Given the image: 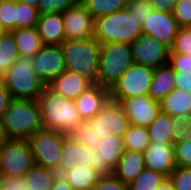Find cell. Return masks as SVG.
Returning a JSON list of instances; mask_svg holds the SVG:
<instances>
[{"label":"cell","instance_id":"obj_1","mask_svg":"<svg viewBox=\"0 0 191 190\" xmlns=\"http://www.w3.org/2000/svg\"><path fill=\"white\" fill-rule=\"evenodd\" d=\"M37 101L45 129L57 130L68 135L83 121L74 100L53 92L47 86Z\"/></svg>","mask_w":191,"mask_h":190},{"label":"cell","instance_id":"obj_2","mask_svg":"<svg viewBox=\"0 0 191 190\" xmlns=\"http://www.w3.org/2000/svg\"><path fill=\"white\" fill-rule=\"evenodd\" d=\"M1 123L8 139L28 140L43 128L38 101L13 98Z\"/></svg>","mask_w":191,"mask_h":190},{"label":"cell","instance_id":"obj_3","mask_svg":"<svg viewBox=\"0 0 191 190\" xmlns=\"http://www.w3.org/2000/svg\"><path fill=\"white\" fill-rule=\"evenodd\" d=\"M101 44L95 39L65 40L61 44L66 70L97 84Z\"/></svg>","mask_w":191,"mask_h":190},{"label":"cell","instance_id":"obj_4","mask_svg":"<svg viewBox=\"0 0 191 190\" xmlns=\"http://www.w3.org/2000/svg\"><path fill=\"white\" fill-rule=\"evenodd\" d=\"M141 34L142 24L126 8L95 19L94 38L100 44H132Z\"/></svg>","mask_w":191,"mask_h":190},{"label":"cell","instance_id":"obj_5","mask_svg":"<svg viewBox=\"0 0 191 190\" xmlns=\"http://www.w3.org/2000/svg\"><path fill=\"white\" fill-rule=\"evenodd\" d=\"M2 81L14 99L38 100L46 87L37 77L31 58L22 56L6 70Z\"/></svg>","mask_w":191,"mask_h":190},{"label":"cell","instance_id":"obj_6","mask_svg":"<svg viewBox=\"0 0 191 190\" xmlns=\"http://www.w3.org/2000/svg\"><path fill=\"white\" fill-rule=\"evenodd\" d=\"M133 64L131 44L120 42L101 44L97 84L110 89Z\"/></svg>","mask_w":191,"mask_h":190},{"label":"cell","instance_id":"obj_7","mask_svg":"<svg viewBox=\"0 0 191 190\" xmlns=\"http://www.w3.org/2000/svg\"><path fill=\"white\" fill-rule=\"evenodd\" d=\"M154 68L133 64L109 89L110 100L120 103L123 99L148 95Z\"/></svg>","mask_w":191,"mask_h":190},{"label":"cell","instance_id":"obj_8","mask_svg":"<svg viewBox=\"0 0 191 190\" xmlns=\"http://www.w3.org/2000/svg\"><path fill=\"white\" fill-rule=\"evenodd\" d=\"M66 134L42 128L28 139L34 163L59 173L61 154Z\"/></svg>","mask_w":191,"mask_h":190},{"label":"cell","instance_id":"obj_9","mask_svg":"<svg viewBox=\"0 0 191 190\" xmlns=\"http://www.w3.org/2000/svg\"><path fill=\"white\" fill-rule=\"evenodd\" d=\"M35 165L28 140L7 139L0 147L1 176L22 177Z\"/></svg>","mask_w":191,"mask_h":190},{"label":"cell","instance_id":"obj_10","mask_svg":"<svg viewBox=\"0 0 191 190\" xmlns=\"http://www.w3.org/2000/svg\"><path fill=\"white\" fill-rule=\"evenodd\" d=\"M87 121L95 129L96 142L110 136L123 137L130 126L122 105L110 99L92 119Z\"/></svg>","mask_w":191,"mask_h":190},{"label":"cell","instance_id":"obj_11","mask_svg":"<svg viewBox=\"0 0 191 190\" xmlns=\"http://www.w3.org/2000/svg\"><path fill=\"white\" fill-rule=\"evenodd\" d=\"M93 168L100 173L98 152L89 150L72 139L69 135L64 138L59 174L63 175L67 171L77 168Z\"/></svg>","mask_w":191,"mask_h":190},{"label":"cell","instance_id":"obj_12","mask_svg":"<svg viewBox=\"0 0 191 190\" xmlns=\"http://www.w3.org/2000/svg\"><path fill=\"white\" fill-rule=\"evenodd\" d=\"M62 17L65 40L94 38L95 19L80 1L66 9Z\"/></svg>","mask_w":191,"mask_h":190},{"label":"cell","instance_id":"obj_13","mask_svg":"<svg viewBox=\"0 0 191 190\" xmlns=\"http://www.w3.org/2000/svg\"><path fill=\"white\" fill-rule=\"evenodd\" d=\"M37 77L47 86L66 70L61 45H44L32 58Z\"/></svg>","mask_w":191,"mask_h":190},{"label":"cell","instance_id":"obj_14","mask_svg":"<svg viewBox=\"0 0 191 190\" xmlns=\"http://www.w3.org/2000/svg\"><path fill=\"white\" fill-rule=\"evenodd\" d=\"M131 48L135 64L155 69L168 63L170 49L152 36L142 33Z\"/></svg>","mask_w":191,"mask_h":190},{"label":"cell","instance_id":"obj_15","mask_svg":"<svg viewBox=\"0 0 191 190\" xmlns=\"http://www.w3.org/2000/svg\"><path fill=\"white\" fill-rule=\"evenodd\" d=\"M122 105L130 125L148 128L149 125L162 112L160 101L152 99L149 95L123 99Z\"/></svg>","mask_w":191,"mask_h":190},{"label":"cell","instance_id":"obj_16","mask_svg":"<svg viewBox=\"0 0 191 190\" xmlns=\"http://www.w3.org/2000/svg\"><path fill=\"white\" fill-rule=\"evenodd\" d=\"M141 24L143 34L152 36L169 49L171 48L179 29L172 12H161L152 9Z\"/></svg>","mask_w":191,"mask_h":190},{"label":"cell","instance_id":"obj_17","mask_svg":"<svg viewBox=\"0 0 191 190\" xmlns=\"http://www.w3.org/2000/svg\"><path fill=\"white\" fill-rule=\"evenodd\" d=\"M145 168L157 171L168 177L175 169L174 147L169 143L151 142L144 152Z\"/></svg>","mask_w":191,"mask_h":190},{"label":"cell","instance_id":"obj_18","mask_svg":"<svg viewBox=\"0 0 191 190\" xmlns=\"http://www.w3.org/2000/svg\"><path fill=\"white\" fill-rule=\"evenodd\" d=\"M109 99V88L93 84L74 101L82 120H90L102 109Z\"/></svg>","mask_w":191,"mask_h":190},{"label":"cell","instance_id":"obj_19","mask_svg":"<svg viewBox=\"0 0 191 190\" xmlns=\"http://www.w3.org/2000/svg\"><path fill=\"white\" fill-rule=\"evenodd\" d=\"M125 150L123 137L110 136L109 138H102L96 148L99 157L100 174L112 173Z\"/></svg>","mask_w":191,"mask_h":190},{"label":"cell","instance_id":"obj_20","mask_svg":"<svg viewBox=\"0 0 191 190\" xmlns=\"http://www.w3.org/2000/svg\"><path fill=\"white\" fill-rule=\"evenodd\" d=\"M92 85L86 78L65 70L59 76H55L47 87L59 95L75 100Z\"/></svg>","mask_w":191,"mask_h":190},{"label":"cell","instance_id":"obj_21","mask_svg":"<svg viewBox=\"0 0 191 190\" xmlns=\"http://www.w3.org/2000/svg\"><path fill=\"white\" fill-rule=\"evenodd\" d=\"M36 27L43 45H61L65 41L64 21L61 13L39 15Z\"/></svg>","mask_w":191,"mask_h":190},{"label":"cell","instance_id":"obj_22","mask_svg":"<svg viewBox=\"0 0 191 190\" xmlns=\"http://www.w3.org/2000/svg\"><path fill=\"white\" fill-rule=\"evenodd\" d=\"M144 168V152L125 150L113 173L123 183L130 184Z\"/></svg>","mask_w":191,"mask_h":190},{"label":"cell","instance_id":"obj_23","mask_svg":"<svg viewBox=\"0 0 191 190\" xmlns=\"http://www.w3.org/2000/svg\"><path fill=\"white\" fill-rule=\"evenodd\" d=\"M160 106L162 113L174 119H184L191 113V94L173 89L160 101Z\"/></svg>","mask_w":191,"mask_h":190},{"label":"cell","instance_id":"obj_24","mask_svg":"<svg viewBox=\"0 0 191 190\" xmlns=\"http://www.w3.org/2000/svg\"><path fill=\"white\" fill-rule=\"evenodd\" d=\"M16 41L19 55L32 58L44 45L37 27L16 28L11 31Z\"/></svg>","mask_w":191,"mask_h":190},{"label":"cell","instance_id":"obj_25","mask_svg":"<svg viewBox=\"0 0 191 190\" xmlns=\"http://www.w3.org/2000/svg\"><path fill=\"white\" fill-rule=\"evenodd\" d=\"M173 89L174 70L171 66L167 63L155 68L148 95L154 100L161 101Z\"/></svg>","mask_w":191,"mask_h":190},{"label":"cell","instance_id":"obj_26","mask_svg":"<svg viewBox=\"0 0 191 190\" xmlns=\"http://www.w3.org/2000/svg\"><path fill=\"white\" fill-rule=\"evenodd\" d=\"M59 173L55 170L34 165L25 175L28 190H51L53 182Z\"/></svg>","mask_w":191,"mask_h":190},{"label":"cell","instance_id":"obj_27","mask_svg":"<svg viewBox=\"0 0 191 190\" xmlns=\"http://www.w3.org/2000/svg\"><path fill=\"white\" fill-rule=\"evenodd\" d=\"M151 142L169 143L173 145V118L160 113L147 128Z\"/></svg>","mask_w":191,"mask_h":190},{"label":"cell","instance_id":"obj_28","mask_svg":"<svg viewBox=\"0 0 191 190\" xmlns=\"http://www.w3.org/2000/svg\"><path fill=\"white\" fill-rule=\"evenodd\" d=\"M20 57L15 38L11 31L0 35V80L5 76L6 70Z\"/></svg>","mask_w":191,"mask_h":190},{"label":"cell","instance_id":"obj_29","mask_svg":"<svg viewBox=\"0 0 191 190\" xmlns=\"http://www.w3.org/2000/svg\"><path fill=\"white\" fill-rule=\"evenodd\" d=\"M64 178L74 190L92 188L102 176L93 168H77L63 174Z\"/></svg>","mask_w":191,"mask_h":190},{"label":"cell","instance_id":"obj_30","mask_svg":"<svg viewBox=\"0 0 191 190\" xmlns=\"http://www.w3.org/2000/svg\"><path fill=\"white\" fill-rule=\"evenodd\" d=\"M90 14L97 19L125 9L128 0H79Z\"/></svg>","mask_w":191,"mask_h":190},{"label":"cell","instance_id":"obj_31","mask_svg":"<svg viewBox=\"0 0 191 190\" xmlns=\"http://www.w3.org/2000/svg\"><path fill=\"white\" fill-rule=\"evenodd\" d=\"M126 150L145 152L151 143L147 128L130 125L123 135Z\"/></svg>","mask_w":191,"mask_h":190},{"label":"cell","instance_id":"obj_32","mask_svg":"<svg viewBox=\"0 0 191 190\" xmlns=\"http://www.w3.org/2000/svg\"><path fill=\"white\" fill-rule=\"evenodd\" d=\"M167 177L160 172L144 168L143 171L128 184V190H156Z\"/></svg>","mask_w":191,"mask_h":190},{"label":"cell","instance_id":"obj_33","mask_svg":"<svg viewBox=\"0 0 191 190\" xmlns=\"http://www.w3.org/2000/svg\"><path fill=\"white\" fill-rule=\"evenodd\" d=\"M68 135L89 150H96L99 143L96 142L95 129L87 120H83Z\"/></svg>","mask_w":191,"mask_h":190},{"label":"cell","instance_id":"obj_34","mask_svg":"<svg viewBox=\"0 0 191 190\" xmlns=\"http://www.w3.org/2000/svg\"><path fill=\"white\" fill-rule=\"evenodd\" d=\"M38 20L39 13L36 7L16 2V28L36 27Z\"/></svg>","mask_w":191,"mask_h":190},{"label":"cell","instance_id":"obj_35","mask_svg":"<svg viewBox=\"0 0 191 190\" xmlns=\"http://www.w3.org/2000/svg\"><path fill=\"white\" fill-rule=\"evenodd\" d=\"M169 53L191 54V27H179Z\"/></svg>","mask_w":191,"mask_h":190},{"label":"cell","instance_id":"obj_36","mask_svg":"<svg viewBox=\"0 0 191 190\" xmlns=\"http://www.w3.org/2000/svg\"><path fill=\"white\" fill-rule=\"evenodd\" d=\"M0 21L6 31L16 29V1L0 0Z\"/></svg>","mask_w":191,"mask_h":190},{"label":"cell","instance_id":"obj_37","mask_svg":"<svg viewBox=\"0 0 191 190\" xmlns=\"http://www.w3.org/2000/svg\"><path fill=\"white\" fill-rule=\"evenodd\" d=\"M167 178L174 190H191V168L176 166Z\"/></svg>","mask_w":191,"mask_h":190},{"label":"cell","instance_id":"obj_38","mask_svg":"<svg viewBox=\"0 0 191 190\" xmlns=\"http://www.w3.org/2000/svg\"><path fill=\"white\" fill-rule=\"evenodd\" d=\"M79 0H39L37 6L39 15L48 13H63Z\"/></svg>","mask_w":191,"mask_h":190},{"label":"cell","instance_id":"obj_39","mask_svg":"<svg viewBox=\"0 0 191 190\" xmlns=\"http://www.w3.org/2000/svg\"><path fill=\"white\" fill-rule=\"evenodd\" d=\"M173 144L180 143L191 138V113L184 119L173 118Z\"/></svg>","mask_w":191,"mask_h":190},{"label":"cell","instance_id":"obj_40","mask_svg":"<svg viewBox=\"0 0 191 190\" xmlns=\"http://www.w3.org/2000/svg\"><path fill=\"white\" fill-rule=\"evenodd\" d=\"M172 13L179 27H191V0H178Z\"/></svg>","mask_w":191,"mask_h":190},{"label":"cell","instance_id":"obj_41","mask_svg":"<svg viewBox=\"0 0 191 190\" xmlns=\"http://www.w3.org/2000/svg\"><path fill=\"white\" fill-rule=\"evenodd\" d=\"M175 162L177 166L191 168V138L173 144Z\"/></svg>","mask_w":191,"mask_h":190},{"label":"cell","instance_id":"obj_42","mask_svg":"<svg viewBox=\"0 0 191 190\" xmlns=\"http://www.w3.org/2000/svg\"><path fill=\"white\" fill-rule=\"evenodd\" d=\"M126 9L140 23L146 19L152 10L149 0H128Z\"/></svg>","mask_w":191,"mask_h":190},{"label":"cell","instance_id":"obj_43","mask_svg":"<svg viewBox=\"0 0 191 190\" xmlns=\"http://www.w3.org/2000/svg\"><path fill=\"white\" fill-rule=\"evenodd\" d=\"M94 190H128V184L123 183L113 172L102 175L95 184Z\"/></svg>","mask_w":191,"mask_h":190},{"label":"cell","instance_id":"obj_44","mask_svg":"<svg viewBox=\"0 0 191 190\" xmlns=\"http://www.w3.org/2000/svg\"><path fill=\"white\" fill-rule=\"evenodd\" d=\"M168 64L174 71H183L191 74V54L169 53Z\"/></svg>","mask_w":191,"mask_h":190},{"label":"cell","instance_id":"obj_45","mask_svg":"<svg viewBox=\"0 0 191 190\" xmlns=\"http://www.w3.org/2000/svg\"><path fill=\"white\" fill-rule=\"evenodd\" d=\"M0 186L3 190H28L25 176L22 177H8L1 176Z\"/></svg>","mask_w":191,"mask_h":190},{"label":"cell","instance_id":"obj_46","mask_svg":"<svg viewBox=\"0 0 191 190\" xmlns=\"http://www.w3.org/2000/svg\"><path fill=\"white\" fill-rule=\"evenodd\" d=\"M175 89L191 94V74L183 71H174Z\"/></svg>","mask_w":191,"mask_h":190},{"label":"cell","instance_id":"obj_47","mask_svg":"<svg viewBox=\"0 0 191 190\" xmlns=\"http://www.w3.org/2000/svg\"><path fill=\"white\" fill-rule=\"evenodd\" d=\"M12 99L13 97L10 95V92L7 90L3 81L0 80V121Z\"/></svg>","mask_w":191,"mask_h":190},{"label":"cell","instance_id":"obj_48","mask_svg":"<svg viewBox=\"0 0 191 190\" xmlns=\"http://www.w3.org/2000/svg\"><path fill=\"white\" fill-rule=\"evenodd\" d=\"M178 0H149L151 8L161 12H173Z\"/></svg>","mask_w":191,"mask_h":190},{"label":"cell","instance_id":"obj_49","mask_svg":"<svg viewBox=\"0 0 191 190\" xmlns=\"http://www.w3.org/2000/svg\"><path fill=\"white\" fill-rule=\"evenodd\" d=\"M51 190H74L63 175L58 174L53 182Z\"/></svg>","mask_w":191,"mask_h":190},{"label":"cell","instance_id":"obj_50","mask_svg":"<svg viewBox=\"0 0 191 190\" xmlns=\"http://www.w3.org/2000/svg\"><path fill=\"white\" fill-rule=\"evenodd\" d=\"M156 190H174V189L172 187L171 182L167 178Z\"/></svg>","mask_w":191,"mask_h":190},{"label":"cell","instance_id":"obj_51","mask_svg":"<svg viewBox=\"0 0 191 190\" xmlns=\"http://www.w3.org/2000/svg\"><path fill=\"white\" fill-rule=\"evenodd\" d=\"M7 139H8V138H7V136H6L5 132H4V128H3L2 123H1V121H0V147H1V145H2Z\"/></svg>","mask_w":191,"mask_h":190},{"label":"cell","instance_id":"obj_52","mask_svg":"<svg viewBox=\"0 0 191 190\" xmlns=\"http://www.w3.org/2000/svg\"><path fill=\"white\" fill-rule=\"evenodd\" d=\"M14 1L22 2V3H27L30 6H33V7H36V8H37V6L39 4V0H14Z\"/></svg>","mask_w":191,"mask_h":190},{"label":"cell","instance_id":"obj_53","mask_svg":"<svg viewBox=\"0 0 191 190\" xmlns=\"http://www.w3.org/2000/svg\"><path fill=\"white\" fill-rule=\"evenodd\" d=\"M5 32H6V30L4 29V27L2 26L1 21H0V35Z\"/></svg>","mask_w":191,"mask_h":190},{"label":"cell","instance_id":"obj_54","mask_svg":"<svg viewBox=\"0 0 191 190\" xmlns=\"http://www.w3.org/2000/svg\"><path fill=\"white\" fill-rule=\"evenodd\" d=\"M82 190H94V187H92V188H87V189H82Z\"/></svg>","mask_w":191,"mask_h":190}]
</instances>
